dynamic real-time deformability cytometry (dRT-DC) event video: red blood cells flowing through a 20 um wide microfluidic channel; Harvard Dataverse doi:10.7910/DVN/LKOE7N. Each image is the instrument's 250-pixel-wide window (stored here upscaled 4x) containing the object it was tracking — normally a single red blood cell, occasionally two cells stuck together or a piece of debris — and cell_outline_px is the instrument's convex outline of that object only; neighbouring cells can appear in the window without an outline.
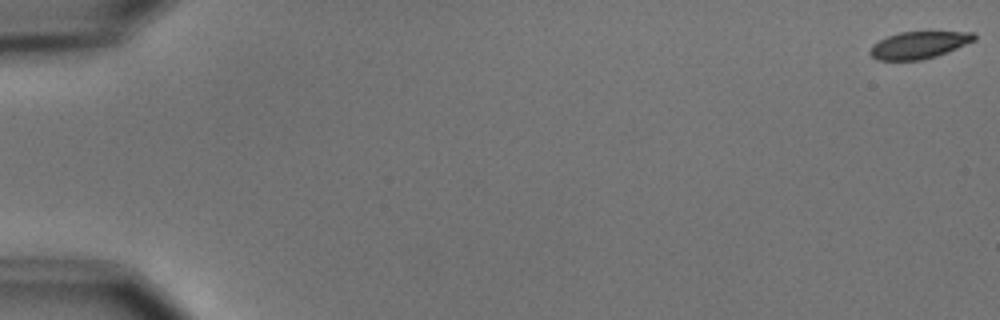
{"species": "common noctule bat (a hibernating species)", "species_latin": "Nyctalus noctula", "temperature_condition": "cold", "stored_images_in_passage": 6, "camera_frame_rate_fps": 3000, "um_per_image_px": 0.085, "animal": {"sex": "male", "body_mass_g": 15.6}, "frame": {"image": 1, "passage_image": 1, "time_ms": 0.0, "image_size_px": [1000, 320], "cell_outline_px": [[976, 40], [936, 56], [920, 60], [876, 60], [868, 52], [872, 44], [888, 36], [900, 32], [976, 32]], "centroid_in_image_um": [78.09, 3.82], "position_along_channel_um": 6.9, "area_um2": 16.36}}
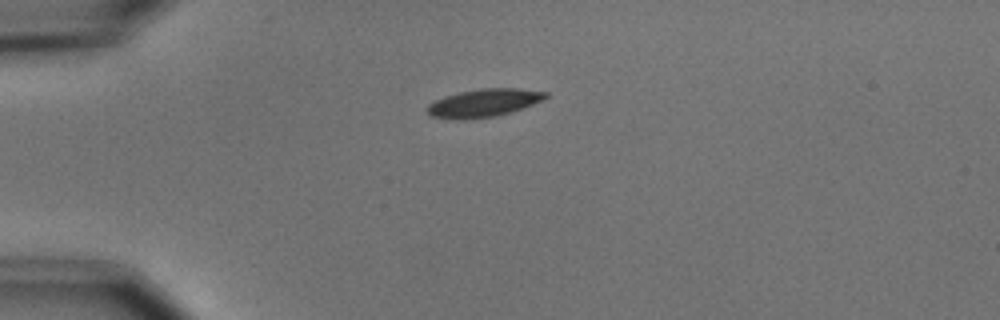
{"frame": {"image": 2, "passage_image": 4, "time_ms": 4.667, "image_size_px": [1000, 320], "cell_outline_px": [[548, 96], [544, 100], [524, 108], [496, 116], [464, 120], [460, 120], [432, 116], [424, 108], [432, 100], [444, 96], [460, 92], [480, 88], [520, 88], [548, 92]], "centroid_in_image_um": [41.12, 8.74], "position_along_channel_um": 43.9, "area_um2": 19.59}}
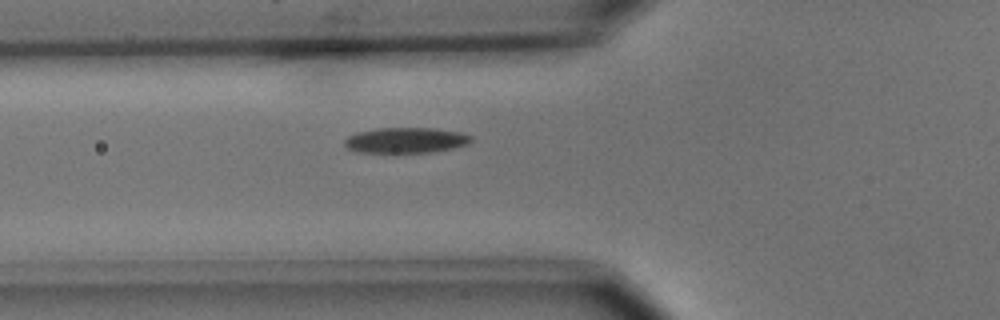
{"frame": {"image": 3, "passage_image": 6, "time_ms": 6.667, "image_size_px": [1000, 320], "cell_outline_px": [[472, 140], [468, 144], [456, 148], [436, 152], [356, 152], [348, 148], [344, 144], [344, 140], [348, 136], [356, 132], [376, 128], [432, 128], [460, 132], [472, 136]], "centroid_in_image_um": [34.51, 11.92], "position_along_channel_um": 91.3, "area_um2": 18.96}}